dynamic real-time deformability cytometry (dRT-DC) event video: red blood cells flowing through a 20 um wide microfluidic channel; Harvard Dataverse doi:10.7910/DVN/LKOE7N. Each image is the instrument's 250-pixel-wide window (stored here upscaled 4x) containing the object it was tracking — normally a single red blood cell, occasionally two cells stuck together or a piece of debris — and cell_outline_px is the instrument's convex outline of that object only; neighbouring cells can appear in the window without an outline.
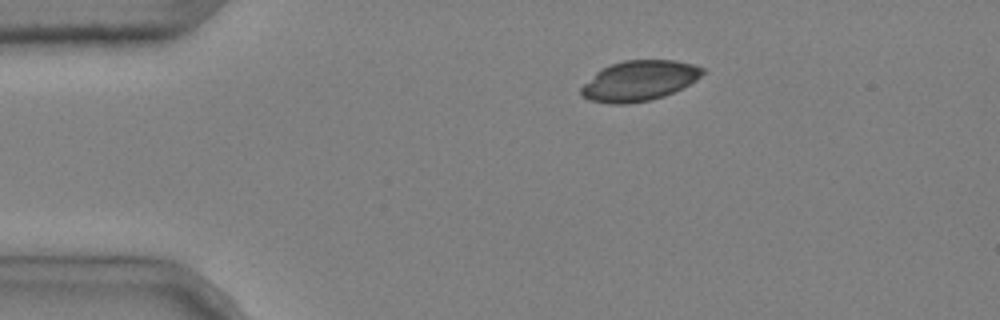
{"species": "common noctule bat (a hibernating species)", "species_latin": "Nyctalus noctula", "temperature_condition": "cold", "stored_images_in_passage": 6, "camera_frame_rate_fps": 3000, "um_per_image_px": 0.085, "animal": {"sex": "male", "body_mass_g": 20.4}, "frame": {"image": 1, "passage_image": 1, "time_ms": 0.0, "image_size_px": [1000, 320], "cell_outline_px": [[704, 72], [696, 80], [664, 96], [652, 100], [628, 104], [608, 104], [588, 100], [580, 96], [580, 88], [596, 72], [612, 64], [624, 60], [676, 60], [692, 64], [704, 68]], "centroid_in_image_um": [54.3, 6.88], "position_along_channel_um": 30.7, "area_um2": 28.44}}
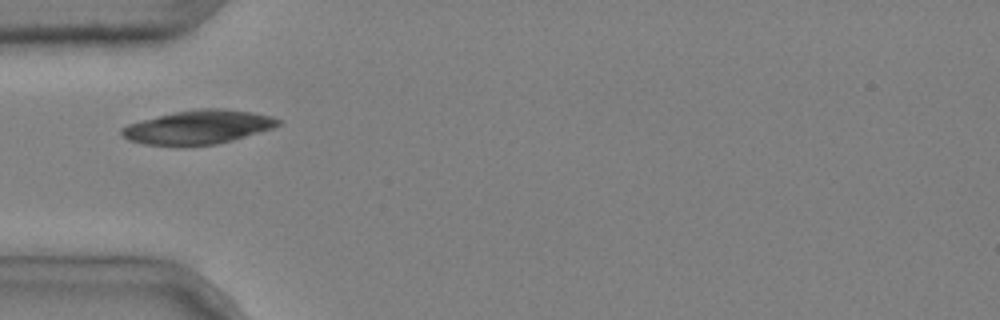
{"frame": {"image": 2, "passage_image": 3, "time_ms": 0.667, "image_size_px": [1000, 320], "cell_outline_px": [[280, 124], [272, 128], [232, 140], [216, 144], [184, 148], [172, 148], [144, 144], [128, 140], [120, 132], [120, 128], [128, 124], [176, 112], [196, 108], [220, 108], [252, 112], [272, 116], [280, 120]], "centroid_in_image_um": [16.8, 10.85], "position_along_channel_um": 68.2, "area_um2": 31.27}}
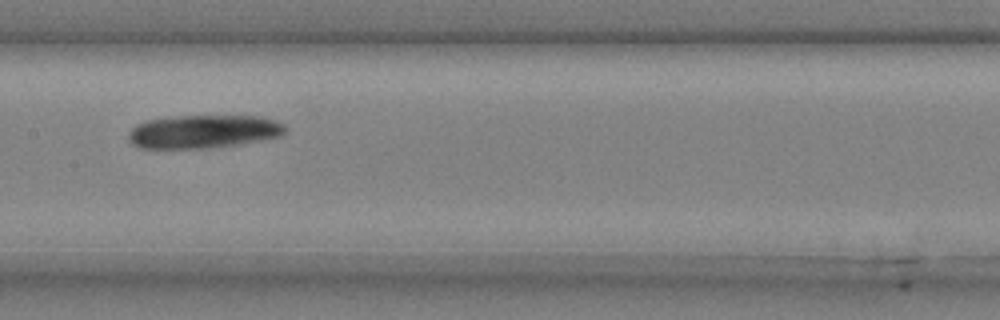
{"frame": {"image": 3, "passage_image": 6, "time_ms": 1.667, "image_size_px": [1000, 320], "cell_outline_px": [[288, 128], [280, 136], [264, 140], [240, 144], [212, 148], [140, 148], [132, 144], [128, 140], [128, 132], [136, 124], [144, 120], [180, 116], [260, 116], [276, 120], [284, 124]], "centroid_in_image_um": [17.3, 11.18], "position_along_channel_um": 190.1, "area_um2": 30.75}}